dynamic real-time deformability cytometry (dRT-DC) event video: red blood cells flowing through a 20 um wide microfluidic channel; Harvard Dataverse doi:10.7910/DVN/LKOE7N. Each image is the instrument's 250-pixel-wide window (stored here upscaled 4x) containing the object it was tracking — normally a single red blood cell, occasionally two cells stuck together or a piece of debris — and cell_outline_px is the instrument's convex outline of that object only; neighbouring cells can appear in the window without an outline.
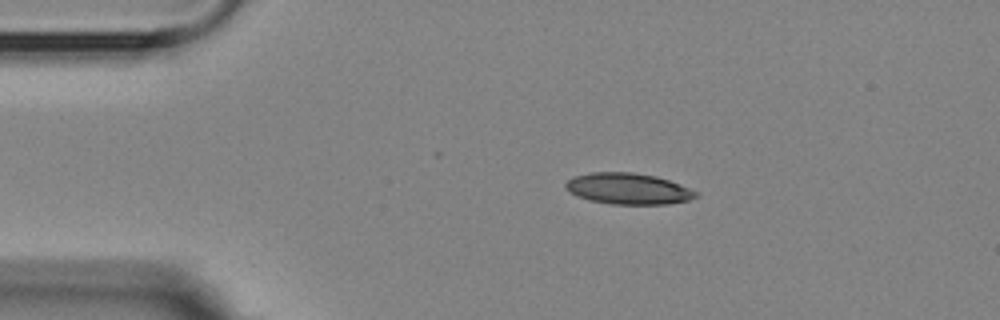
{"species": "Egyptian fruit bat (a non-hibernating species)", "species_latin": "Rousettus aegyptiacus", "temperature_condition": "room temperature", "stored_images_in_passage": 8, "camera_frame_rate_fps": 3000, "um_per_image_px": 0.085, "animal": {"sex": "female"}, "frame": {"image": 1, "passage_image": 2, "time_ms": 1.333, "image_size_px": [1000, 320], "cell_outline_px": [[700, 196], [688, 200], [668, 204], [612, 204], [588, 200], [576, 196], [568, 192], [564, 188], [564, 184], [572, 176], [588, 172], [632, 172], [656, 176], [680, 184], [696, 192]], "centroid_in_image_um": [53.33, 16.03], "position_along_channel_um": 31.7, "area_um2": 23.87}}
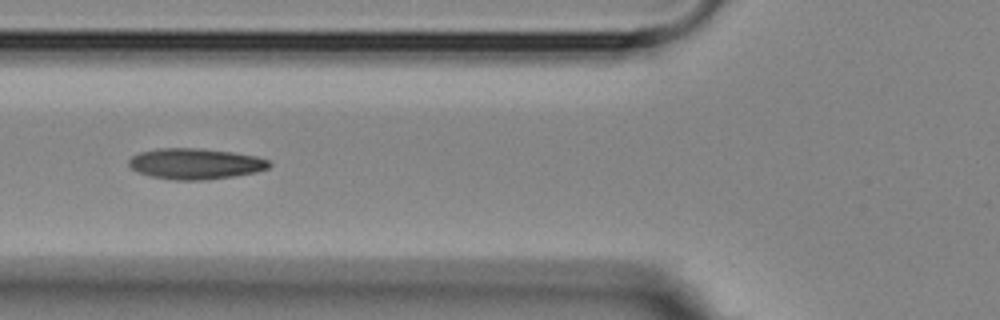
{"frame": {"image": 2, "passage_image": 5, "time_ms": 4.667, "image_size_px": [1000, 320], "cell_outline_px": [[272, 164], [268, 168], [252, 172], [232, 176], [204, 180], [172, 180], [152, 176], [140, 172], [132, 168], [128, 164], [128, 160], [132, 156], [140, 152], [156, 148], [196, 148], [232, 152], [256, 156], [268, 160]], "centroid_in_image_um": [16.58, 13.91], "position_along_channel_um": 109.2, "area_um2": 24.97}}
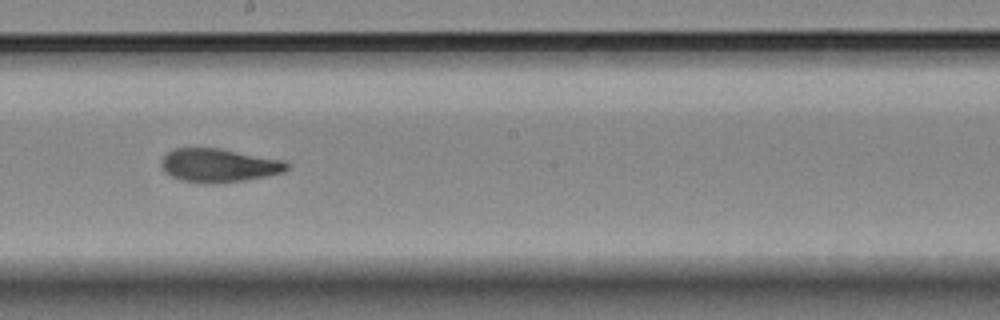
{"frame": {"image": 3, "passage_image": 8, "time_ms": 8.0, "image_size_px": [1000, 320], "cell_outline_px": [[288, 168], [284, 172], [244, 180], [212, 184], [204, 184], [180, 180], [164, 172], [160, 164], [164, 156], [172, 148], [220, 148], [284, 160], [288, 164]], "centroid_in_image_um": [18.57, 14.06], "position_along_channel_um": 229.6, "area_um2": 24.62}}